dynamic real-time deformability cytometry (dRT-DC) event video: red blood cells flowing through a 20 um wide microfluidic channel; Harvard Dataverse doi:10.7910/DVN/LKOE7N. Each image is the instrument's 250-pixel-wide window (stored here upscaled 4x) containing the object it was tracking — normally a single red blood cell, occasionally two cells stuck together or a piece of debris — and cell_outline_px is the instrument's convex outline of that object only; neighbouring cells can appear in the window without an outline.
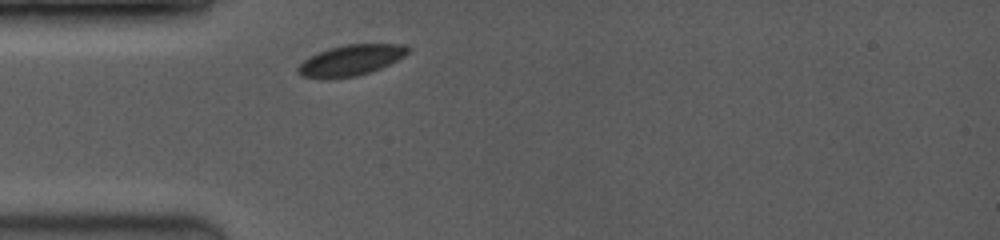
{"species": "common noctule bat (a hibernating species)", "species_latin": "Nyctalus noctula", "temperature_condition": "room temperature", "stored_images_in_passage": 1, "camera_frame_rate_fps": 3500, "um_per_image_px": 0.085, "animal": {"sex": "female", "body_mass_g": 19.0, "forearm_length_mm": 53.3}, "frame": {"image": 1, "passage_image": 1, "time_ms": 0.0, "image_size_px": [1000, 240], "cell_outline_px": [[412, 48], [404, 56], [380, 68], [356, 76], [324, 80], [304, 76], [296, 68], [304, 60], [328, 48], [348, 44], [404, 44]], "centroid_in_image_um": [29.83, 5.12], "position_along_channel_um": 55.2, "area_um2": 19.54}}